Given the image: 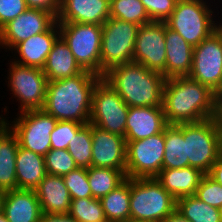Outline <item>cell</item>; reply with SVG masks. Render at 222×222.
I'll list each match as a JSON object with an SVG mask.
<instances>
[{
	"label": "cell",
	"mask_w": 222,
	"mask_h": 222,
	"mask_svg": "<svg viewBox=\"0 0 222 222\" xmlns=\"http://www.w3.org/2000/svg\"><path fill=\"white\" fill-rule=\"evenodd\" d=\"M219 20V25H218V27L222 30V21L220 20V19H218ZM221 22V23H220Z\"/></svg>",
	"instance_id": "cell-49"
},
{
	"label": "cell",
	"mask_w": 222,
	"mask_h": 222,
	"mask_svg": "<svg viewBox=\"0 0 222 222\" xmlns=\"http://www.w3.org/2000/svg\"><path fill=\"white\" fill-rule=\"evenodd\" d=\"M151 21L164 22L173 12L177 0H140Z\"/></svg>",
	"instance_id": "cell-38"
},
{
	"label": "cell",
	"mask_w": 222,
	"mask_h": 222,
	"mask_svg": "<svg viewBox=\"0 0 222 222\" xmlns=\"http://www.w3.org/2000/svg\"><path fill=\"white\" fill-rule=\"evenodd\" d=\"M85 124L75 121H58L51 133V149H67L70 141Z\"/></svg>",
	"instance_id": "cell-36"
},
{
	"label": "cell",
	"mask_w": 222,
	"mask_h": 222,
	"mask_svg": "<svg viewBox=\"0 0 222 222\" xmlns=\"http://www.w3.org/2000/svg\"><path fill=\"white\" fill-rule=\"evenodd\" d=\"M165 152L163 169L188 167L186 142L183 137V124L167 125L164 129Z\"/></svg>",
	"instance_id": "cell-27"
},
{
	"label": "cell",
	"mask_w": 222,
	"mask_h": 222,
	"mask_svg": "<svg viewBox=\"0 0 222 222\" xmlns=\"http://www.w3.org/2000/svg\"><path fill=\"white\" fill-rule=\"evenodd\" d=\"M208 175L217 183L222 185V155L212 165V168Z\"/></svg>",
	"instance_id": "cell-43"
},
{
	"label": "cell",
	"mask_w": 222,
	"mask_h": 222,
	"mask_svg": "<svg viewBox=\"0 0 222 222\" xmlns=\"http://www.w3.org/2000/svg\"><path fill=\"white\" fill-rule=\"evenodd\" d=\"M42 70L48 81L73 77L84 71L61 36L54 42Z\"/></svg>",
	"instance_id": "cell-24"
},
{
	"label": "cell",
	"mask_w": 222,
	"mask_h": 222,
	"mask_svg": "<svg viewBox=\"0 0 222 222\" xmlns=\"http://www.w3.org/2000/svg\"><path fill=\"white\" fill-rule=\"evenodd\" d=\"M166 23L152 21L141 25L137 32L133 61L166 78Z\"/></svg>",
	"instance_id": "cell-14"
},
{
	"label": "cell",
	"mask_w": 222,
	"mask_h": 222,
	"mask_svg": "<svg viewBox=\"0 0 222 222\" xmlns=\"http://www.w3.org/2000/svg\"><path fill=\"white\" fill-rule=\"evenodd\" d=\"M19 143L10 132L0 143V190L4 192L17 189L16 154Z\"/></svg>",
	"instance_id": "cell-28"
},
{
	"label": "cell",
	"mask_w": 222,
	"mask_h": 222,
	"mask_svg": "<svg viewBox=\"0 0 222 222\" xmlns=\"http://www.w3.org/2000/svg\"><path fill=\"white\" fill-rule=\"evenodd\" d=\"M60 36L59 25L56 21L47 31L38 33L18 43L11 51L15 58L12 61L29 66L43 68L54 42ZM14 51V52H13ZM19 57H18V55ZM17 56V57H16Z\"/></svg>",
	"instance_id": "cell-17"
},
{
	"label": "cell",
	"mask_w": 222,
	"mask_h": 222,
	"mask_svg": "<svg viewBox=\"0 0 222 222\" xmlns=\"http://www.w3.org/2000/svg\"><path fill=\"white\" fill-rule=\"evenodd\" d=\"M7 86L17 99L18 112L41 110L45 105L48 79L41 68L29 67L10 61Z\"/></svg>",
	"instance_id": "cell-9"
},
{
	"label": "cell",
	"mask_w": 222,
	"mask_h": 222,
	"mask_svg": "<svg viewBox=\"0 0 222 222\" xmlns=\"http://www.w3.org/2000/svg\"><path fill=\"white\" fill-rule=\"evenodd\" d=\"M3 213L8 222H39L42 210L35 190L16 189L6 192Z\"/></svg>",
	"instance_id": "cell-20"
},
{
	"label": "cell",
	"mask_w": 222,
	"mask_h": 222,
	"mask_svg": "<svg viewBox=\"0 0 222 222\" xmlns=\"http://www.w3.org/2000/svg\"><path fill=\"white\" fill-rule=\"evenodd\" d=\"M11 132L8 119L5 116L0 115V143Z\"/></svg>",
	"instance_id": "cell-44"
},
{
	"label": "cell",
	"mask_w": 222,
	"mask_h": 222,
	"mask_svg": "<svg viewBox=\"0 0 222 222\" xmlns=\"http://www.w3.org/2000/svg\"><path fill=\"white\" fill-rule=\"evenodd\" d=\"M63 181L69 190L71 199L93 198L88 181L87 168H77L63 176Z\"/></svg>",
	"instance_id": "cell-35"
},
{
	"label": "cell",
	"mask_w": 222,
	"mask_h": 222,
	"mask_svg": "<svg viewBox=\"0 0 222 222\" xmlns=\"http://www.w3.org/2000/svg\"><path fill=\"white\" fill-rule=\"evenodd\" d=\"M161 222H191L186 219L177 209L170 215L166 216Z\"/></svg>",
	"instance_id": "cell-45"
},
{
	"label": "cell",
	"mask_w": 222,
	"mask_h": 222,
	"mask_svg": "<svg viewBox=\"0 0 222 222\" xmlns=\"http://www.w3.org/2000/svg\"><path fill=\"white\" fill-rule=\"evenodd\" d=\"M69 214L77 222H107L98 198L72 199Z\"/></svg>",
	"instance_id": "cell-33"
},
{
	"label": "cell",
	"mask_w": 222,
	"mask_h": 222,
	"mask_svg": "<svg viewBox=\"0 0 222 222\" xmlns=\"http://www.w3.org/2000/svg\"><path fill=\"white\" fill-rule=\"evenodd\" d=\"M27 9L25 0H0V29Z\"/></svg>",
	"instance_id": "cell-39"
},
{
	"label": "cell",
	"mask_w": 222,
	"mask_h": 222,
	"mask_svg": "<svg viewBox=\"0 0 222 222\" xmlns=\"http://www.w3.org/2000/svg\"><path fill=\"white\" fill-rule=\"evenodd\" d=\"M88 181L92 197L100 199L112 190H115L126 180V174L113 168H87Z\"/></svg>",
	"instance_id": "cell-29"
},
{
	"label": "cell",
	"mask_w": 222,
	"mask_h": 222,
	"mask_svg": "<svg viewBox=\"0 0 222 222\" xmlns=\"http://www.w3.org/2000/svg\"><path fill=\"white\" fill-rule=\"evenodd\" d=\"M34 190L42 213H69L72 199L62 176L47 174Z\"/></svg>",
	"instance_id": "cell-21"
},
{
	"label": "cell",
	"mask_w": 222,
	"mask_h": 222,
	"mask_svg": "<svg viewBox=\"0 0 222 222\" xmlns=\"http://www.w3.org/2000/svg\"><path fill=\"white\" fill-rule=\"evenodd\" d=\"M46 175L44 156L19 146L16 154L17 189L34 190Z\"/></svg>",
	"instance_id": "cell-25"
},
{
	"label": "cell",
	"mask_w": 222,
	"mask_h": 222,
	"mask_svg": "<svg viewBox=\"0 0 222 222\" xmlns=\"http://www.w3.org/2000/svg\"><path fill=\"white\" fill-rule=\"evenodd\" d=\"M0 222H8L6 216L3 212H0Z\"/></svg>",
	"instance_id": "cell-48"
},
{
	"label": "cell",
	"mask_w": 222,
	"mask_h": 222,
	"mask_svg": "<svg viewBox=\"0 0 222 222\" xmlns=\"http://www.w3.org/2000/svg\"><path fill=\"white\" fill-rule=\"evenodd\" d=\"M39 222H77V221L69 213L67 214L42 213Z\"/></svg>",
	"instance_id": "cell-42"
},
{
	"label": "cell",
	"mask_w": 222,
	"mask_h": 222,
	"mask_svg": "<svg viewBox=\"0 0 222 222\" xmlns=\"http://www.w3.org/2000/svg\"><path fill=\"white\" fill-rule=\"evenodd\" d=\"M47 174L65 176L78 168L67 149H51L45 156Z\"/></svg>",
	"instance_id": "cell-34"
},
{
	"label": "cell",
	"mask_w": 222,
	"mask_h": 222,
	"mask_svg": "<svg viewBox=\"0 0 222 222\" xmlns=\"http://www.w3.org/2000/svg\"><path fill=\"white\" fill-rule=\"evenodd\" d=\"M175 209V198L155 178H131L130 220L161 222Z\"/></svg>",
	"instance_id": "cell-5"
},
{
	"label": "cell",
	"mask_w": 222,
	"mask_h": 222,
	"mask_svg": "<svg viewBox=\"0 0 222 222\" xmlns=\"http://www.w3.org/2000/svg\"><path fill=\"white\" fill-rule=\"evenodd\" d=\"M92 125H84L72 138L68 145V152L79 168L92 166Z\"/></svg>",
	"instance_id": "cell-32"
},
{
	"label": "cell",
	"mask_w": 222,
	"mask_h": 222,
	"mask_svg": "<svg viewBox=\"0 0 222 222\" xmlns=\"http://www.w3.org/2000/svg\"><path fill=\"white\" fill-rule=\"evenodd\" d=\"M92 166L113 168L126 174L125 137L92 125Z\"/></svg>",
	"instance_id": "cell-16"
},
{
	"label": "cell",
	"mask_w": 222,
	"mask_h": 222,
	"mask_svg": "<svg viewBox=\"0 0 222 222\" xmlns=\"http://www.w3.org/2000/svg\"><path fill=\"white\" fill-rule=\"evenodd\" d=\"M195 196L206 204L222 208V185L205 174L200 181Z\"/></svg>",
	"instance_id": "cell-37"
},
{
	"label": "cell",
	"mask_w": 222,
	"mask_h": 222,
	"mask_svg": "<svg viewBox=\"0 0 222 222\" xmlns=\"http://www.w3.org/2000/svg\"><path fill=\"white\" fill-rule=\"evenodd\" d=\"M210 4L206 0H177L173 12L164 22L188 44L198 46L219 25L213 15L216 11Z\"/></svg>",
	"instance_id": "cell-4"
},
{
	"label": "cell",
	"mask_w": 222,
	"mask_h": 222,
	"mask_svg": "<svg viewBox=\"0 0 222 222\" xmlns=\"http://www.w3.org/2000/svg\"><path fill=\"white\" fill-rule=\"evenodd\" d=\"M56 21L50 12L28 8L0 29V48L11 51L18 43L47 31Z\"/></svg>",
	"instance_id": "cell-15"
},
{
	"label": "cell",
	"mask_w": 222,
	"mask_h": 222,
	"mask_svg": "<svg viewBox=\"0 0 222 222\" xmlns=\"http://www.w3.org/2000/svg\"><path fill=\"white\" fill-rule=\"evenodd\" d=\"M101 79L84 70L73 77L48 81L43 110L58 121L89 124L93 91Z\"/></svg>",
	"instance_id": "cell-2"
},
{
	"label": "cell",
	"mask_w": 222,
	"mask_h": 222,
	"mask_svg": "<svg viewBox=\"0 0 222 222\" xmlns=\"http://www.w3.org/2000/svg\"><path fill=\"white\" fill-rule=\"evenodd\" d=\"M125 222H137V221L128 220V221H125Z\"/></svg>",
	"instance_id": "cell-50"
},
{
	"label": "cell",
	"mask_w": 222,
	"mask_h": 222,
	"mask_svg": "<svg viewBox=\"0 0 222 222\" xmlns=\"http://www.w3.org/2000/svg\"><path fill=\"white\" fill-rule=\"evenodd\" d=\"M60 36L67 43L79 66L101 77L102 25L58 22Z\"/></svg>",
	"instance_id": "cell-7"
},
{
	"label": "cell",
	"mask_w": 222,
	"mask_h": 222,
	"mask_svg": "<svg viewBox=\"0 0 222 222\" xmlns=\"http://www.w3.org/2000/svg\"><path fill=\"white\" fill-rule=\"evenodd\" d=\"M205 173L194 167L162 169L155 179L175 200L196 194Z\"/></svg>",
	"instance_id": "cell-23"
},
{
	"label": "cell",
	"mask_w": 222,
	"mask_h": 222,
	"mask_svg": "<svg viewBox=\"0 0 222 222\" xmlns=\"http://www.w3.org/2000/svg\"><path fill=\"white\" fill-rule=\"evenodd\" d=\"M163 107H129L125 141L148 138L164 131L167 126Z\"/></svg>",
	"instance_id": "cell-18"
},
{
	"label": "cell",
	"mask_w": 222,
	"mask_h": 222,
	"mask_svg": "<svg viewBox=\"0 0 222 222\" xmlns=\"http://www.w3.org/2000/svg\"><path fill=\"white\" fill-rule=\"evenodd\" d=\"M212 119L216 128L222 133V96H214V113Z\"/></svg>",
	"instance_id": "cell-41"
},
{
	"label": "cell",
	"mask_w": 222,
	"mask_h": 222,
	"mask_svg": "<svg viewBox=\"0 0 222 222\" xmlns=\"http://www.w3.org/2000/svg\"><path fill=\"white\" fill-rule=\"evenodd\" d=\"M130 191L131 178H126L115 190L99 199L107 222L130 220Z\"/></svg>",
	"instance_id": "cell-26"
},
{
	"label": "cell",
	"mask_w": 222,
	"mask_h": 222,
	"mask_svg": "<svg viewBox=\"0 0 222 222\" xmlns=\"http://www.w3.org/2000/svg\"><path fill=\"white\" fill-rule=\"evenodd\" d=\"M28 8L52 13L56 18L60 10V0H25Z\"/></svg>",
	"instance_id": "cell-40"
},
{
	"label": "cell",
	"mask_w": 222,
	"mask_h": 222,
	"mask_svg": "<svg viewBox=\"0 0 222 222\" xmlns=\"http://www.w3.org/2000/svg\"><path fill=\"white\" fill-rule=\"evenodd\" d=\"M190 78L215 92L222 80V30L218 27L194 47Z\"/></svg>",
	"instance_id": "cell-13"
},
{
	"label": "cell",
	"mask_w": 222,
	"mask_h": 222,
	"mask_svg": "<svg viewBox=\"0 0 222 222\" xmlns=\"http://www.w3.org/2000/svg\"><path fill=\"white\" fill-rule=\"evenodd\" d=\"M110 18V0H60L57 22L102 25Z\"/></svg>",
	"instance_id": "cell-19"
},
{
	"label": "cell",
	"mask_w": 222,
	"mask_h": 222,
	"mask_svg": "<svg viewBox=\"0 0 222 222\" xmlns=\"http://www.w3.org/2000/svg\"><path fill=\"white\" fill-rule=\"evenodd\" d=\"M16 116L8 123L19 146L45 156L51 150L50 136L58 120L43 109L21 112Z\"/></svg>",
	"instance_id": "cell-11"
},
{
	"label": "cell",
	"mask_w": 222,
	"mask_h": 222,
	"mask_svg": "<svg viewBox=\"0 0 222 222\" xmlns=\"http://www.w3.org/2000/svg\"><path fill=\"white\" fill-rule=\"evenodd\" d=\"M128 111L129 106L102 78L93 91L90 124L125 137Z\"/></svg>",
	"instance_id": "cell-10"
},
{
	"label": "cell",
	"mask_w": 222,
	"mask_h": 222,
	"mask_svg": "<svg viewBox=\"0 0 222 222\" xmlns=\"http://www.w3.org/2000/svg\"><path fill=\"white\" fill-rule=\"evenodd\" d=\"M5 193L6 192L0 190V212H3V202H4Z\"/></svg>",
	"instance_id": "cell-46"
},
{
	"label": "cell",
	"mask_w": 222,
	"mask_h": 222,
	"mask_svg": "<svg viewBox=\"0 0 222 222\" xmlns=\"http://www.w3.org/2000/svg\"><path fill=\"white\" fill-rule=\"evenodd\" d=\"M166 79L188 76L192 69L194 47L166 26Z\"/></svg>",
	"instance_id": "cell-22"
},
{
	"label": "cell",
	"mask_w": 222,
	"mask_h": 222,
	"mask_svg": "<svg viewBox=\"0 0 222 222\" xmlns=\"http://www.w3.org/2000/svg\"><path fill=\"white\" fill-rule=\"evenodd\" d=\"M214 96H222V80L216 91L214 92Z\"/></svg>",
	"instance_id": "cell-47"
},
{
	"label": "cell",
	"mask_w": 222,
	"mask_h": 222,
	"mask_svg": "<svg viewBox=\"0 0 222 222\" xmlns=\"http://www.w3.org/2000/svg\"><path fill=\"white\" fill-rule=\"evenodd\" d=\"M162 107L168 125L201 122L213 117L214 92L189 76L168 78Z\"/></svg>",
	"instance_id": "cell-1"
},
{
	"label": "cell",
	"mask_w": 222,
	"mask_h": 222,
	"mask_svg": "<svg viewBox=\"0 0 222 222\" xmlns=\"http://www.w3.org/2000/svg\"><path fill=\"white\" fill-rule=\"evenodd\" d=\"M129 107L162 106L166 78L131 61L112 67L102 77Z\"/></svg>",
	"instance_id": "cell-3"
},
{
	"label": "cell",
	"mask_w": 222,
	"mask_h": 222,
	"mask_svg": "<svg viewBox=\"0 0 222 222\" xmlns=\"http://www.w3.org/2000/svg\"><path fill=\"white\" fill-rule=\"evenodd\" d=\"M164 131L148 138L126 141V177L155 178L163 169Z\"/></svg>",
	"instance_id": "cell-12"
},
{
	"label": "cell",
	"mask_w": 222,
	"mask_h": 222,
	"mask_svg": "<svg viewBox=\"0 0 222 222\" xmlns=\"http://www.w3.org/2000/svg\"><path fill=\"white\" fill-rule=\"evenodd\" d=\"M139 27L112 17L102 24L101 77L112 67L133 61Z\"/></svg>",
	"instance_id": "cell-8"
},
{
	"label": "cell",
	"mask_w": 222,
	"mask_h": 222,
	"mask_svg": "<svg viewBox=\"0 0 222 222\" xmlns=\"http://www.w3.org/2000/svg\"><path fill=\"white\" fill-rule=\"evenodd\" d=\"M176 209L191 222H222L221 209L206 204L195 195L177 199Z\"/></svg>",
	"instance_id": "cell-30"
},
{
	"label": "cell",
	"mask_w": 222,
	"mask_h": 222,
	"mask_svg": "<svg viewBox=\"0 0 222 222\" xmlns=\"http://www.w3.org/2000/svg\"><path fill=\"white\" fill-rule=\"evenodd\" d=\"M110 17L139 26L152 22L140 0H110Z\"/></svg>",
	"instance_id": "cell-31"
},
{
	"label": "cell",
	"mask_w": 222,
	"mask_h": 222,
	"mask_svg": "<svg viewBox=\"0 0 222 222\" xmlns=\"http://www.w3.org/2000/svg\"><path fill=\"white\" fill-rule=\"evenodd\" d=\"M183 137L188 166L208 174L222 155V133L216 128L213 119L183 124Z\"/></svg>",
	"instance_id": "cell-6"
}]
</instances>
